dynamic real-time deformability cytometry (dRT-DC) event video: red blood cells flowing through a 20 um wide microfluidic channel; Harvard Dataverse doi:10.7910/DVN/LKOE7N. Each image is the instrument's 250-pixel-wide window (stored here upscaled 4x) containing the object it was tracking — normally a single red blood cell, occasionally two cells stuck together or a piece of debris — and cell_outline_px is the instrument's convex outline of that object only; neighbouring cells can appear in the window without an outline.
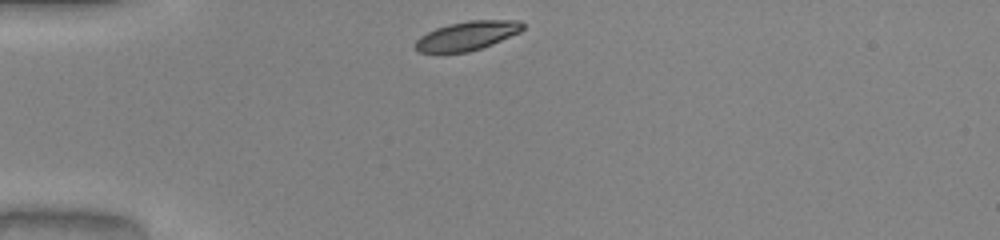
{"species": "common noctule bat (a hibernating species)", "species_latin": "Nyctalus noctula", "temperature_condition": "warm", "stored_images_in_passage": 30, "camera_frame_rate_fps": 3000, "um_per_image_px": 0.085, "animal": {"sex": "male", "body_mass_g": 20.0, "forearm_length_mm": 53.3}, "frame": {"image": 1, "passage_image": 1, "time_ms": 0.0, "image_size_px": [1000, 240], "cell_outline_px": [[524, 28], [520, 32], [492, 44], [468, 52], [420, 52], [416, 48], [416, 40], [420, 36], [436, 28], [448, 24], [468, 20], [520, 20], [524, 24]], "centroid_in_image_um": [39.74, 3.02], "position_along_channel_um": 45.3, "area_um2": 17.98}}
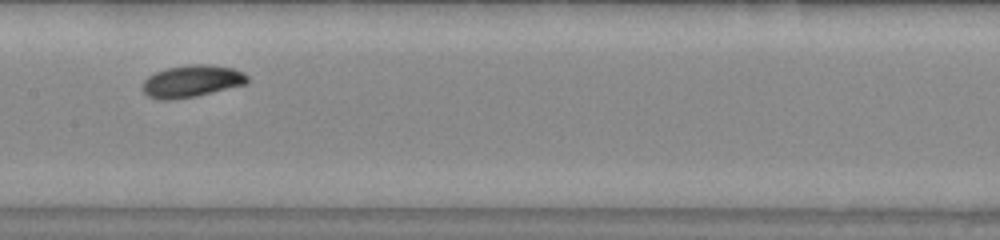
{"frame": {"image": 2, "passage_image": 14, "time_ms": 4.333, "image_size_px": [1000, 240], "cell_outline_px": [[248, 84], [196, 96], [172, 100], [160, 100], [148, 96], [140, 88], [144, 80], [148, 76], [156, 72], [168, 68], [188, 64], [208, 64], [232, 68], [244, 72], [248, 76]], "centroid_in_image_um": [16.3, 6.9], "position_along_channel_um": 191.1, "area_um2": 19.83}}
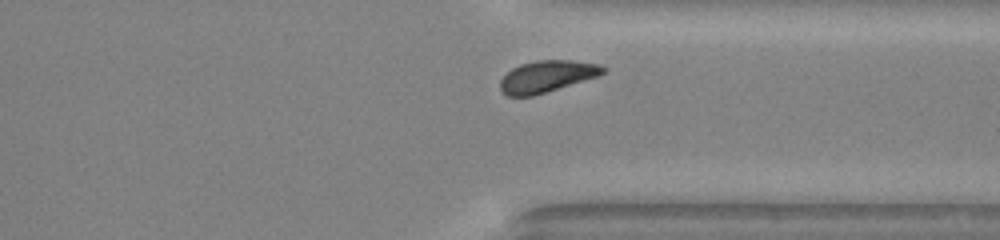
{"frame": {"image": 3, "passage_image": 27, "time_ms": 8.667, "image_size_px": [1000, 240], "cell_outline_px": [[608, 68], [604, 72], [596, 76], [584, 80], [532, 96], [508, 96], [500, 88], [500, 80], [512, 68], [520, 64], [536, 60], [572, 60], [600, 64]], "centroid_in_image_um": [46.48, 6.47], "position_along_channel_um": 364.9, "area_um2": 18.73}, "authors_computed_cell_mechanics": {"area_um2": 18.7561, "velocity_mm_per_s": 3.9935, "shape_relaxation_time_tau1_ms": 2.6941, "shape_relaxation_time_tau2_ms": null, "deformation_change_tau1": 0.1452, "deformation_change_tau2": null}}